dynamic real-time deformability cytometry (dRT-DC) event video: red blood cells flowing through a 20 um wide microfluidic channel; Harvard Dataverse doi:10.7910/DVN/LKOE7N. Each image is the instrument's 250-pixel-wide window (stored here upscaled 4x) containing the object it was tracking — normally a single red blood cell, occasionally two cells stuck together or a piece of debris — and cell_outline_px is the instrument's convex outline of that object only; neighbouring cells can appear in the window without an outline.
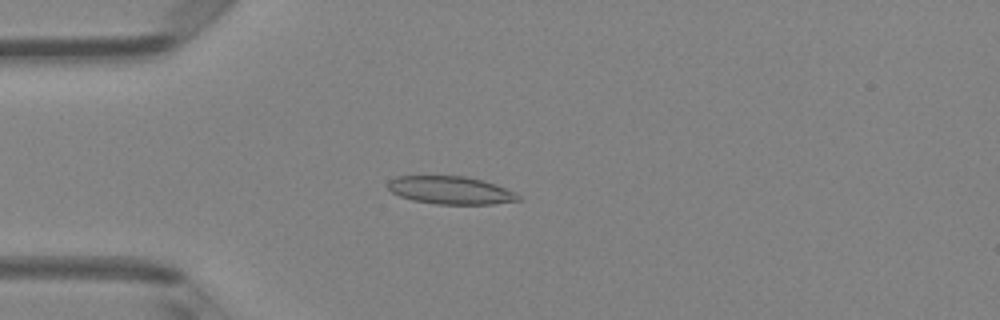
{"species": "Egyptian fruit bat (a non-hibernating species)", "species_latin": "Rousettus aegyptiacus", "temperature_condition": "room temperature", "stored_images_in_passage": 4, "camera_frame_rate_fps": 3000, "um_per_image_px": 0.085, "animal": {"sex": "female"}, "frame": {"image": 1, "passage_image": 3, "time_ms": 3.333, "image_size_px": [1000, 320], "cell_outline_px": [[520, 200], [492, 204], [436, 204], [412, 200], [400, 196], [392, 192], [388, 188], [388, 180], [396, 176], [464, 176], [496, 184], [520, 196]], "centroid_in_image_um": [38.25, 16.17], "position_along_channel_um": 46.7, "area_um2": 20.98}}